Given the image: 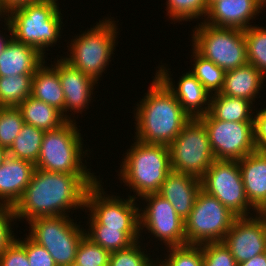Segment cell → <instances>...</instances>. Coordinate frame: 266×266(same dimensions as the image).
I'll list each match as a JSON object with an SVG mask.
<instances>
[{
	"label": "cell",
	"instance_id": "obj_28",
	"mask_svg": "<svg viewBox=\"0 0 266 266\" xmlns=\"http://www.w3.org/2000/svg\"><path fill=\"white\" fill-rule=\"evenodd\" d=\"M45 131L24 123L20 133L8 149L9 156L36 164Z\"/></svg>",
	"mask_w": 266,
	"mask_h": 266
},
{
	"label": "cell",
	"instance_id": "obj_4",
	"mask_svg": "<svg viewBox=\"0 0 266 266\" xmlns=\"http://www.w3.org/2000/svg\"><path fill=\"white\" fill-rule=\"evenodd\" d=\"M57 1L39 0L9 11L5 17L10 23L12 37L44 55L45 50L61 38L63 18Z\"/></svg>",
	"mask_w": 266,
	"mask_h": 266
},
{
	"label": "cell",
	"instance_id": "obj_29",
	"mask_svg": "<svg viewBox=\"0 0 266 266\" xmlns=\"http://www.w3.org/2000/svg\"><path fill=\"white\" fill-rule=\"evenodd\" d=\"M33 75L0 77V106L18 107L31 96Z\"/></svg>",
	"mask_w": 266,
	"mask_h": 266
},
{
	"label": "cell",
	"instance_id": "obj_24",
	"mask_svg": "<svg viewBox=\"0 0 266 266\" xmlns=\"http://www.w3.org/2000/svg\"><path fill=\"white\" fill-rule=\"evenodd\" d=\"M46 61L36 70L32 78L31 96L55 107L64 116V91L58 74V58L51 66Z\"/></svg>",
	"mask_w": 266,
	"mask_h": 266
},
{
	"label": "cell",
	"instance_id": "obj_35",
	"mask_svg": "<svg viewBox=\"0 0 266 266\" xmlns=\"http://www.w3.org/2000/svg\"><path fill=\"white\" fill-rule=\"evenodd\" d=\"M140 240L133 243L128 248L112 252L110 254L108 266H155L157 260L150 259L151 256L145 252V247L140 245ZM144 249V251H143Z\"/></svg>",
	"mask_w": 266,
	"mask_h": 266
},
{
	"label": "cell",
	"instance_id": "obj_19",
	"mask_svg": "<svg viewBox=\"0 0 266 266\" xmlns=\"http://www.w3.org/2000/svg\"><path fill=\"white\" fill-rule=\"evenodd\" d=\"M200 190V178L171 171L161 184L158 194L171 203L184 221L189 216Z\"/></svg>",
	"mask_w": 266,
	"mask_h": 266
},
{
	"label": "cell",
	"instance_id": "obj_3",
	"mask_svg": "<svg viewBox=\"0 0 266 266\" xmlns=\"http://www.w3.org/2000/svg\"><path fill=\"white\" fill-rule=\"evenodd\" d=\"M120 165V181L135 192L132 198L158 193L172 171L169 146L150 144L135 139Z\"/></svg>",
	"mask_w": 266,
	"mask_h": 266
},
{
	"label": "cell",
	"instance_id": "obj_36",
	"mask_svg": "<svg viewBox=\"0 0 266 266\" xmlns=\"http://www.w3.org/2000/svg\"><path fill=\"white\" fill-rule=\"evenodd\" d=\"M110 252L84 236L79 242L75 262L79 266H108Z\"/></svg>",
	"mask_w": 266,
	"mask_h": 266
},
{
	"label": "cell",
	"instance_id": "obj_7",
	"mask_svg": "<svg viewBox=\"0 0 266 266\" xmlns=\"http://www.w3.org/2000/svg\"><path fill=\"white\" fill-rule=\"evenodd\" d=\"M70 218L57 215L28 221V236L49 252L57 266L75 262L79 242L85 236V228Z\"/></svg>",
	"mask_w": 266,
	"mask_h": 266
},
{
	"label": "cell",
	"instance_id": "obj_2",
	"mask_svg": "<svg viewBox=\"0 0 266 266\" xmlns=\"http://www.w3.org/2000/svg\"><path fill=\"white\" fill-rule=\"evenodd\" d=\"M145 94L134 108V138L145 143L169 146L191 118L156 75Z\"/></svg>",
	"mask_w": 266,
	"mask_h": 266
},
{
	"label": "cell",
	"instance_id": "obj_47",
	"mask_svg": "<svg viewBox=\"0 0 266 266\" xmlns=\"http://www.w3.org/2000/svg\"><path fill=\"white\" fill-rule=\"evenodd\" d=\"M215 1H218V0H206L207 7L209 8Z\"/></svg>",
	"mask_w": 266,
	"mask_h": 266
},
{
	"label": "cell",
	"instance_id": "obj_44",
	"mask_svg": "<svg viewBox=\"0 0 266 266\" xmlns=\"http://www.w3.org/2000/svg\"><path fill=\"white\" fill-rule=\"evenodd\" d=\"M4 18V23H5V25H6V27H5V29H7L10 33H9V35H6V34H2V33H0V54L4 51V49H5V47H6V45L8 44V42L11 40V38H12V29H11V27H10V23L8 22V20H7V18L4 16L3 17ZM1 32V31H0ZM2 34V35H1ZM6 35V36H5ZM5 36V37H4ZM8 36H9V39H8ZM7 37V38H6Z\"/></svg>",
	"mask_w": 266,
	"mask_h": 266
},
{
	"label": "cell",
	"instance_id": "obj_37",
	"mask_svg": "<svg viewBox=\"0 0 266 266\" xmlns=\"http://www.w3.org/2000/svg\"><path fill=\"white\" fill-rule=\"evenodd\" d=\"M200 246L203 250V266H237L236 260L223 241Z\"/></svg>",
	"mask_w": 266,
	"mask_h": 266
},
{
	"label": "cell",
	"instance_id": "obj_11",
	"mask_svg": "<svg viewBox=\"0 0 266 266\" xmlns=\"http://www.w3.org/2000/svg\"><path fill=\"white\" fill-rule=\"evenodd\" d=\"M200 181L204 192L217 198L237 217L252 216L250 209L256 212L246 196L238 160H215Z\"/></svg>",
	"mask_w": 266,
	"mask_h": 266
},
{
	"label": "cell",
	"instance_id": "obj_48",
	"mask_svg": "<svg viewBox=\"0 0 266 266\" xmlns=\"http://www.w3.org/2000/svg\"><path fill=\"white\" fill-rule=\"evenodd\" d=\"M68 266H79V265H77L76 263H72V264H70Z\"/></svg>",
	"mask_w": 266,
	"mask_h": 266
},
{
	"label": "cell",
	"instance_id": "obj_15",
	"mask_svg": "<svg viewBox=\"0 0 266 266\" xmlns=\"http://www.w3.org/2000/svg\"><path fill=\"white\" fill-rule=\"evenodd\" d=\"M223 243L237 264L266 252V225L256 215L237 217Z\"/></svg>",
	"mask_w": 266,
	"mask_h": 266
},
{
	"label": "cell",
	"instance_id": "obj_17",
	"mask_svg": "<svg viewBox=\"0 0 266 266\" xmlns=\"http://www.w3.org/2000/svg\"><path fill=\"white\" fill-rule=\"evenodd\" d=\"M263 8L262 0H218L208 8L203 22L214 27L245 30L252 26L250 20L262 13Z\"/></svg>",
	"mask_w": 266,
	"mask_h": 266
},
{
	"label": "cell",
	"instance_id": "obj_34",
	"mask_svg": "<svg viewBox=\"0 0 266 266\" xmlns=\"http://www.w3.org/2000/svg\"><path fill=\"white\" fill-rule=\"evenodd\" d=\"M17 107L0 108V147L9 149L24 125Z\"/></svg>",
	"mask_w": 266,
	"mask_h": 266
},
{
	"label": "cell",
	"instance_id": "obj_10",
	"mask_svg": "<svg viewBox=\"0 0 266 266\" xmlns=\"http://www.w3.org/2000/svg\"><path fill=\"white\" fill-rule=\"evenodd\" d=\"M171 169L201 178L216 160L207 129L199 118H191L169 145Z\"/></svg>",
	"mask_w": 266,
	"mask_h": 266
},
{
	"label": "cell",
	"instance_id": "obj_33",
	"mask_svg": "<svg viewBox=\"0 0 266 266\" xmlns=\"http://www.w3.org/2000/svg\"><path fill=\"white\" fill-rule=\"evenodd\" d=\"M166 6L167 15L174 22L205 19L208 12L206 0H167Z\"/></svg>",
	"mask_w": 266,
	"mask_h": 266
},
{
	"label": "cell",
	"instance_id": "obj_8",
	"mask_svg": "<svg viewBox=\"0 0 266 266\" xmlns=\"http://www.w3.org/2000/svg\"><path fill=\"white\" fill-rule=\"evenodd\" d=\"M200 23L192 30L191 45L200 55L225 71L248 63L244 30Z\"/></svg>",
	"mask_w": 266,
	"mask_h": 266
},
{
	"label": "cell",
	"instance_id": "obj_13",
	"mask_svg": "<svg viewBox=\"0 0 266 266\" xmlns=\"http://www.w3.org/2000/svg\"><path fill=\"white\" fill-rule=\"evenodd\" d=\"M204 123L216 160H240L256 151L254 122H228L210 112L199 117Z\"/></svg>",
	"mask_w": 266,
	"mask_h": 266
},
{
	"label": "cell",
	"instance_id": "obj_27",
	"mask_svg": "<svg viewBox=\"0 0 266 266\" xmlns=\"http://www.w3.org/2000/svg\"><path fill=\"white\" fill-rule=\"evenodd\" d=\"M88 226L89 231L85 230V236L110 253L128 248L136 241H139L138 239L142 236L140 230L105 228L104 225Z\"/></svg>",
	"mask_w": 266,
	"mask_h": 266
},
{
	"label": "cell",
	"instance_id": "obj_45",
	"mask_svg": "<svg viewBox=\"0 0 266 266\" xmlns=\"http://www.w3.org/2000/svg\"><path fill=\"white\" fill-rule=\"evenodd\" d=\"M256 215L264 222L266 225V200L262 205L256 210Z\"/></svg>",
	"mask_w": 266,
	"mask_h": 266
},
{
	"label": "cell",
	"instance_id": "obj_39",
	"mask_svg": "<svg viewBox=\"0 0 266 266\" xmlns=\"http://www.w3.org/2000/svg\"><path fill=\"white\" fill-rule=\"evenodd\" d=\"M15 218L13 208L8 205L0 204V254H2L6 248L16 239L13 228H11V222H14ZM13 234V235H12Z\"/></svg>",
	"mask_w": 266,
	"mask_h": 266
},
{
	"label": "cell",
	"instance_id": "obj_43",
	"mask_svg": "<svg viewBox=\"0 0 266 266\" xmlns=\"http://www.w3.org/2000/svg\"><path fill=\"white\" fill-rule=\"evenodd\" d=\"M237 266H266V252L256 255L250 260L238 263Z\"/></svg>",
	"mask_w": 266,
	"mask_h": 266
},
{
	"label": "cell",
	"instance_id": "obj_1",
	"mask_svg": "<svg viewBox=\"0 0 266 266\" xmlns=\"http://www.w3.org/2000/svg\"><path fill=\"white\" fill-rule=\"evenodd\" d=\"M97 178L94 174L56 173L35 168L30 183L12 207L15 218L28 222L39 217L69 216L70 210L85 209L87 190Z\"/></svg>",
	"mask_w": 266,
	"mask_h": 266
},
{
	"label": "cell",
	"instance_id": "obj_31",
	"mask_svg": "<svg viewBox=\"0 0 266 266\" xmlns=\"http://www.w3.org/2000/svg\"><path fill=\"white\" fill-rule=\"evenodd\" d=\"M247 61L266 77V27L253 25L244 30Z\"/></svg>",
	"mask_w": 266,
	"mask_h": 266
},
{
	"label": "cell",
	"instance_id": "obj_9",
	"mask_svg": "<svg viewBox=\"0 0 266 266\" xmlns=\"http://www.w3.org/2000/svg\"><path fill=\"white\" fill-rule=\"evenodd\" d=\"M236 218L217 198L201 189L189 216L184 220L186 244L203 245L223 241Z\"/></svg>",
	"mask_w": 266,
	"mask_h": 266
},
{
	"label": "cell",
	"instance_id": "obj_12",
	"mask_svg": "<svg viewBox=\"0 0 266 266\" xmlns=\"http://www.w3.org/2000/svg\"><path fill=\"white\" fill-rule=\"evenodd\" d=\"M101 181L99 177L86 193L85 210L90 212L88 224L120 230H139V206L136 199L131 195L126 200L119 196L106 195Z\"/></svg>",
	"mask_w": 266,
	"mask_h": 266
},
{
	"label": "cell",
	"instance_id": "obj_14",
	"mask_svg": "<svg viewBox=\"0 0 266 266\" xmlns=\"http://www.w3.org/2000/svg\"><path fill=\"white\" fill-rule=\"evenodd\" d=\"M140 199L147 203V206L143 205L145 207L139 209L140 233L146 228L150 235L167 247L185 245L184 221L171 203L158 193L148 194Z\"/></svg>",
	"mask_w": 266,
	"mask_h": 266
},
{
	"label": "cell",
	"instance_id": "obj_20",
	"mask_svg": "<svg viewBox=\"0 0 266 266\" xmlns=\"http://www.w3.org/2000/svg\"><path fill=\"white\" fill-rule=\"evenodd\" d=\"M35 165L8 155L0 166V204L13 207L30 183Z\"/></svg>",
	"mask_w": 266,
	"mask_h": 266
},
{
	"label": "cell",
	"instance_id": "obj_49",
	"mask_svg": "<svg viewBox=\"0 0 266 266\" xmlns=\"http://www.w3.org/2000/svg\"><path fill=\"white\" fill-rule=\"evenodd\" d=\"M4 15L2 14V12L0 11V19L3 18Z\"/></svg>",
	"mask_w": 266,
	"mask_h": 266
},
{
	"label": "cell",
	"instance_id": "obj_40",
	"mask_svg": "<svg viewBox=\"0 0 266 266\" xmlns=\"http://www.w3.org/2000/svg\"><path fill=\"white\" fill-rule=\"evenodd\" d=\"M0 266H30L26 250L14 240L6 250L0 254Z\"/></svg>",
	"mask_w": 266,
	"mask_h": 266
},
{
	"label": "cell",
	"instance_id": "obj_5",
	"mask_svg": "<svg viewBox=\"0 0 266 266\" xmlns=\"http://www.w3.org/2000/svg\"><path fill=\"white\" fill-rule=\"evenodd\" d=\"M111 18L99 20L93 28L85 30L79 36H76L68 44L69 54L66 57H60L73 68L81 70L84 74L92 77L97 82L105 68L111 62V56L115 50V44L118 37L116 21Z\"/></svg>",
	"mask_w": 266,
	"mask_h": 266
},
{
	"label": "cell",
	"instance_id": "obj_21",
	"mask_svg": "<svg viewBox=\"0 0 266 266\" xmlns=\"http://www.w3.org/2000/svg\"><path fill=\"white\" fill-rule=\"evenodd\" d=\"M46 55L13 37L0 54V77L14 75H34L45 62Z\"/></svg>",
	"mask_w": 266,
	"mask_h": 266
},
{
	"label": "cell",
	"instance_id": "obj_42",
	"mask_svg": "<svg viewBox=\"0 0 266 266\" xmlns=\"http://www.w3.org/2000/svg\"><path fill=\"white\" fill-rule=\"evenodd\" d=\"M39 0H0V11L5 16L9 11Z\"/></svg>",
	"mask_w": 266,
	"mask_h": 266
},
{
	"label": "cell",
	"instance_id": "obj_38",
	"mask_svg": "<svg viewBox=\"0 0 266 266\" xmlns=\"http://www.w3.org/2000/svg\"><path fill=\"white\" fill-rule=\"evenodd\" d=\"M27 237V238H26ZM25 239H15L25 250L30 266H57L49 252L33 241L28 235Z\"/></svg>",
	"mask_w": 266,
	"mask_h": 266
},
{
	"label": "cell",
	"instance_id": "obj_25",
	"mask_svg": "<svg viewBox=\"0 0 266 266\" xmlns=\"http://www.w3.org/2000/svg\"><path fill=\"white\" fill-rule=\"evenodd\" d=\"M17 108L21 111L26 124L44 131L57 129L68 121L61 111L32 96H29Z\"/></svg>",
	"mask_w": 266,
	"mask_h": 266
},
{
	"label": "cell",
	"instance_id": "obj_26",
	"mask_svg": "<svg viewBox=\"0 0 266 266\" xmlns=\"http://www.w3.org/2000/svg\"><path fill=\"white\" fill-rule=\"evenodd\" d=\"M253 104L249 100L226 96L219 92L211 95L209 112L221 121L254 122Z\"/></svg>",
	"mask_w": 266,
	"mask_h": 266
},
{
	"label": "cell",
	"instance_id": "obj_23",
	"mask_svg": "<svg viewBox=\"0 0 266 266\" xmlns=\"http://www.w3.org/2000/svg\"><path fill=\"white\" fill-rule=\"evenodd\" d=\"M266 77L252 64L247 63L225 73L221 94L255 102Z\"/></svg>",
	"mask_w": 266,
	"mask_h": 266
},
{
	"label": "cell",
	"instance_id": "obj_16",
	"mask_svg": "<svg viewBox=\"0 0 266 266\" xmlns=\"http://www.w3.org/2000/svg\"><path fill=\"white\" fill-rule=\"evenodd\" d=\"M167 67L160 66L155 72L156 76L173 93L182 109L190 118H199L206 115L210 110L211 94L203 84L190 72L182 74L177 85L173 83L171 72ZM206 105V106H205Z\"/></svg>",
	"mask_w": 266,
	"mask_h": 266
},
{
	"label": "cell",
	"instance_id": "obj_32",
	"mask_svg": "<svg viewBox=\"0 0 266 266\" xmlns=\"http://www.w3.org/2000/svg\"><path fill=\"white\" fill-rule=\"evenodd\" d=\"M165 259H157L159 266H203V250L200 245L185 244L167 247ZM168 255V256H167Z\"/></svg>",
	"mask_w": 266,
	"mask_h": 266
},
{
	"label": "cell",
	"instance_id": "obj_18",
	"mask_svg": "<svg viewBox=\"0 0 266 266\" xmlns=\"http://www.w3.org/2000/svg\"><path fill=\"white\" fill-rule=\"evenodd\" d=\"M58 74L65 97L64 117L73 120L67 113L70 111L76 114L83 112L84 108L87 109L92 100L94 86L98 82L81 70L73 68L62 58L58 59Z\"/></svg>",
	"mask_w": 266,
	"mask_h": 266
},
{
	"label": "cell",
	"instance_id": "obj_46",
	"mask_svg": "<svg viewBox=\"0 0 266 266\" xmlns=\"http://www.w3.org/2000/svg\"><path fill=\"white\" fill-rule=\"evenodd\" d=\"M8 155H9L8 149L0 147V166L4 163Z\"/></svg>",
	"mask_w": 266,
	"mask_h": 266
},
{
	"label": "cell",
	"instance_id": "obj_30",
	"mask_svg": "<svg viewBox=\"0 0 266 266\" xmlns=\"http://www.w3.org/2000/svg\"><path fill=\"white\" fill-rule=\"evenodd\" d=\"M194 64L190 72L203 84L212 95L219 93L224 85L225 73L221 67L214 64L211 60L200 55L193 47Z\"/></svg>",
	"mask_w": 266,
	"mask_h": 266
},
{
	"label": "cell",
	"instance_id": "obj_41",
	"mask_svg": "<svg viewBox=\"0 0 266 266\" xmlns=\"http://www.w3.org/2000/svg\"><path fill=\"white\" fill-rule=\"evenodd\" d=\"M255 111L254 141L258 149H266V108Z\"/></svg>",
	"mask_w": 266,
	"mask_h": 266
},
{
	"label": "cell",
	"instance_id": "obj_22",
	"mask_svg": "<svg viewBox=\"0 0 266 266\" xmlns=\"http://www.w3.org/2000/svg\"><path fill=\"white\" fill-rule=\"evenodd\" d=\"M238 164L246 196L257 210L266 200V149H257Z\"/></svg>",
	"mask_w": 266,
	"mask_h": 266
},
{
	"label": "cell",
	"instance_id": "obj_6",
	"mask_svg": "<svg viewBox=\"0 0 266 266\" xmlns=\"http://www.w3.org/2000/svg\"><path fill=\"white\" fill-rule=\"evenodd\" d=\"M75 121L68 120L57 129L45 131L35 168L56 173L94 174L82 163L89 150L83 151V138Z\"/></svg>",
	"mask_w": 266,
	"mask_h": 266
}]
</instances>
